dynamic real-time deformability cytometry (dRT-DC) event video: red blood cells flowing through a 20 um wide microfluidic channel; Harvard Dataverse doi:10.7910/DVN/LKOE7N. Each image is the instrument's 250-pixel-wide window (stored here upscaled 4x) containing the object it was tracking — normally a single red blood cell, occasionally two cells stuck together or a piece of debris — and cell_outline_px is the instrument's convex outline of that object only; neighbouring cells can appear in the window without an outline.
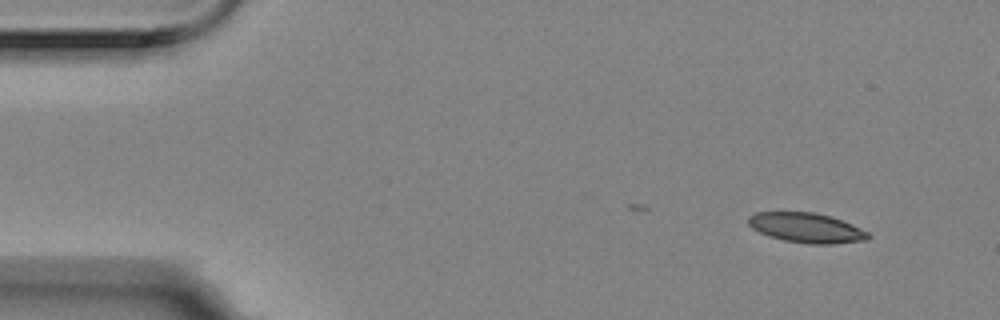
{"species": "Egyptian fruit bat (a non-hibernating species)", "species_latin": "Rousettus aegyptiacus", "temperature_condition": "room temperature", "stored_images_in_passage": 5, "camera_frame_rate_fps": 3000, "um_per_image_px": 0.085, "animal": {"sex": "female"}, "frame": {"image": 1, "passage_image": 1, "time_ms": 0.0, "image_size_px": [1000, 320], "cell_outline_px": [[872, 236], [868, 240], [832, 244], [812, 244], [784, 240], [768, 236], [752, 228], [748, 224], [748, 216], [756, 212], [816, 212], [832, 216], [852, 224], [868, 232]], "centroid_in_image_um": [68.57, 19.36], "position_along_channel_um": 16.4, "area_um2": 20.98}}